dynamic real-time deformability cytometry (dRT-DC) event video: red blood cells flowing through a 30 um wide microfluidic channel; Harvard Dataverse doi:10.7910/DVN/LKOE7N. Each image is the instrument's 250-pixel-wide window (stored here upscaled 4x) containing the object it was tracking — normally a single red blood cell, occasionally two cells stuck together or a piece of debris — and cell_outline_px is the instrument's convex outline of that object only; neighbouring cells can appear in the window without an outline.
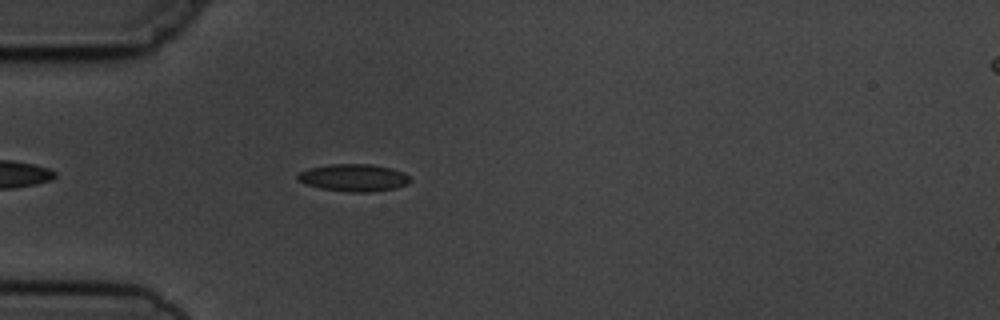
{"species": "common noctule bat (a hibernating species)", "species_latin": "Nyctalus noctula", "temperature_condition": "cold", "stored_images_in_passage": 1, "camera_frame_rate_fps": 3000, "um_per_image_px": 0.085, "animal": {"sex": "male", "body_mass_g": 19.5, "forearm_length_mm": 54.6}, "frame": {"image": 1, "passage_image": 1, "time_ms": 0.0, "image_size_px": [1000, 320], "cell_outline_px": [[412, 180], [408, 184], [396, 188], [372, 192], [344, 192], [320, 188], [296, 180], [296, 176], [300, 172], [308, 168], [328, 164], [372, 164], [392, 168], [404, 172]], "centroid_in_image_um": [30.08, 15.1], "position_along_channel_um": 54.9, "area_um2": 18.15}}